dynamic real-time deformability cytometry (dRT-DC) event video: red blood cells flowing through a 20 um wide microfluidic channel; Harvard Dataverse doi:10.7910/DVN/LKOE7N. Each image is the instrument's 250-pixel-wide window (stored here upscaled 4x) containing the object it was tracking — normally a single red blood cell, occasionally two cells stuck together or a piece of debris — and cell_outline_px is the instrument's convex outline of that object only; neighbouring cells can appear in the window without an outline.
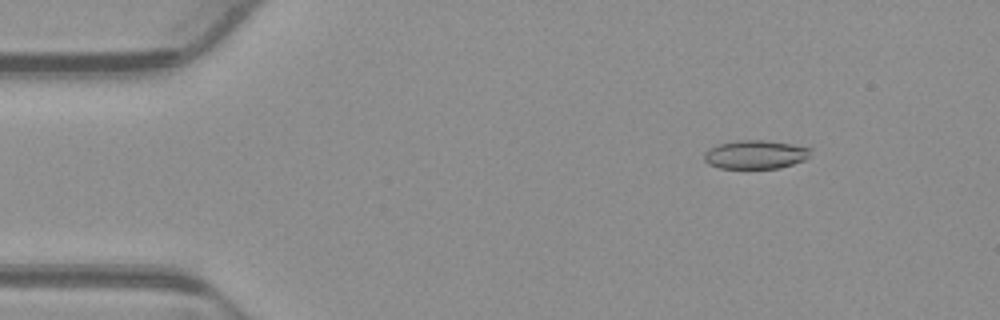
{"species": "common noctule bat (a hibernating species)", "species_latin": "Nyctalus noctula", "temperature_condition": "warm", "stored_images_in_passage": 53, "camera_frame_rate_fps": 3000, "um_per_image_px": 0.085, "animal": {"sex": "male", "body_mass_g": 23.1, "forearm_length_mm": 52.7}, "frame": {"image": 1, "passage_image": 7, "time_ms": 2.0, "image_size_px": [1000, 320], "cell_outline_px": [[812, 148], [808, 156], [804, 160], [780, 168], [720, 168], [708, 164], [704, 160], [704, 152], [708, 148], [720, 144], [740, 140], [764, 140], [792, 144]], "centroid_in_image_um": [64.19, 13.13], "position_along_channel_um": 20.8, "area_um2": 17.69}}
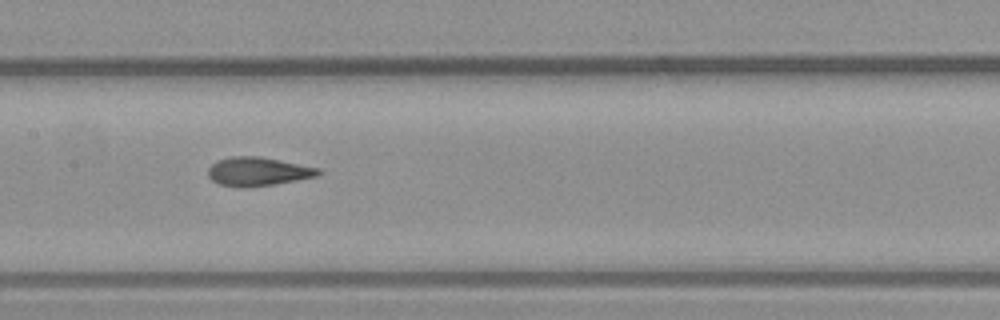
{"frame": {"image": 2, "passage_image": 26, "time_ms": 8.333, "image_size_px": [1000, 320], "cell_outline_px": [[324, 172], [316, 176], [296, 180], [248, 188], [236, 188], [220, 184], [212, 180], [208, 176], [208, 168], [216, 160], [232, 156], [260, 156], [320, 168]], "centroid_in_image_um": [21.9, 14.58], "position_along_channel_um": 185.5, "area_um2": 18.61}}
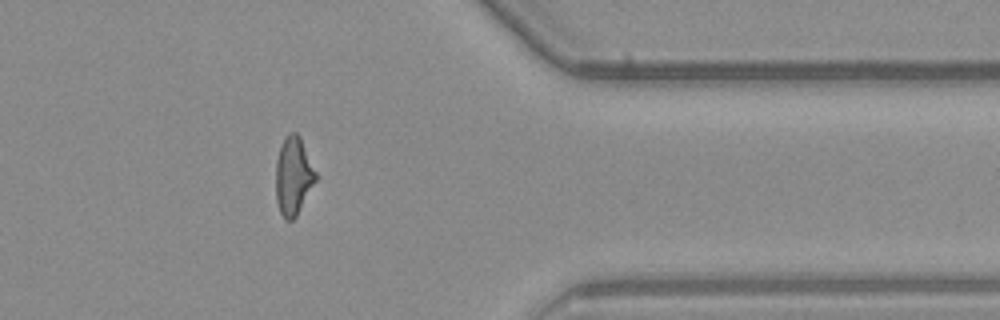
{"frame": {"image": 3, "passage_image": 43, "time_ms": 14.0, "image_size_px": [1000, 320], "cell_outline_px": [[316, 180], [296, 216], [292, 220], [284, 220], [280, 212], [276, 200], [276, 160], [280, 148], [288, 132], [296, 132], [300, 136], [316, 172]], "centroid_in_image_um": [24.92, 14.96], "position_along_channel_um": 386.5, "area_um2": 17.98}, "authors_computed_cell_mechanics": {"area_um2": 18.4382, "velocity_mm_per_s": 3.8884, "shape_relaxation_time_tau1_ms": null, "shape_relaxation_time_tau2_ms": 1.2386, "deformation_change_tau1": null, "deformation_change_tau2": 0.0868}}